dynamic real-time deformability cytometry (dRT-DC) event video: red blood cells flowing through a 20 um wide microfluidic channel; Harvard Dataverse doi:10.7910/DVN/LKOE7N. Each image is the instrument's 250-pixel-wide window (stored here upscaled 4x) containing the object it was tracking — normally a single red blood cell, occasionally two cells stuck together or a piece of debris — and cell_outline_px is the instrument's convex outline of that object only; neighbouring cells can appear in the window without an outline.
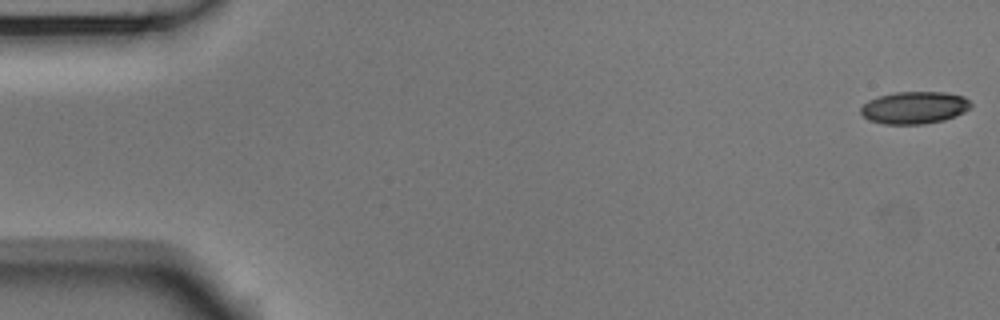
{"species": "Egyptian fruit bat (a non-hibernating species)", "species_latin": "Rousettus aegyptiacus", "temperature_condition": "room temperature", "stored_images_in_passage": 12, "camera_frame_rate_fps": 3000, "um_per_image_px": 0.085, "animal": {"sex": "male"}, "frame": {"image": 1, "passage_image": 1, "time_ms": 0.0, "image_size_px": [1000, 320], "cell_outline_px": [[972, 108], [956, 116], [944, 120], [924, 124], [884, 124], [868, 120], [860, 112], [860, 108], [868, 100], [880, 96], [896, 92], [944, 92], [964, 96], [972, 104]], "centroid_in_image_um": [77.74, 9.15], "position_along_channel_um": 7.3, "area_um2": 20.81}}